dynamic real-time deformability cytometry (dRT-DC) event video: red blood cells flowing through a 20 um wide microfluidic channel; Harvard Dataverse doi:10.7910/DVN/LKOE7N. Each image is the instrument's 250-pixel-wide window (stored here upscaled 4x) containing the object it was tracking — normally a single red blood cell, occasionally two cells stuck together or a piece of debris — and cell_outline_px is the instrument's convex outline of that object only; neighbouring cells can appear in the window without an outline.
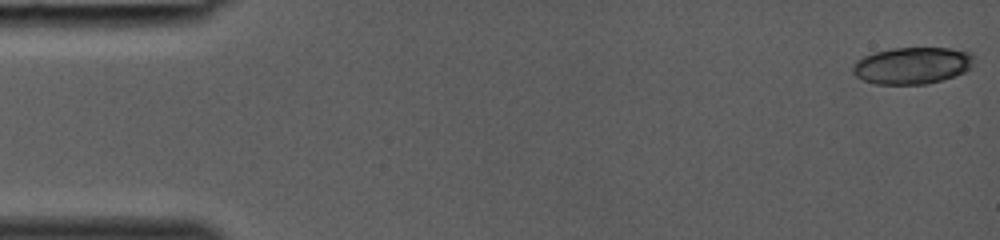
{"species": "common noctule bat (a hibernating species)", "species_latin": "Nyctalus noctula", "temperature_condition": "room temperature", "stored_images_in_passage": 38, "camera_frame_rate_fps": 3000, "um_per_image_px": 0.085, "animal": {"sex": "female", "body_mass_g": 19.0, "forearm_length_mm": 53.3}, "frame": {"image": 1, "passage_image": 1, "time_ms": 0.0, "image_size_px": [1000, 240], "cell_outline_px": [[972, 68], [956, 76], [928, 84], [876, 84], [864, 80], [856, 76], [852, 72], [852, 68], [856, 60], [864, 56], [876, 52], [892, 48], [948, 48], [972, 52]], "centroid_in_image_um": [77.55, 5.57], "position_along_channel_um": 7.4, "area_um2": 26.07}}
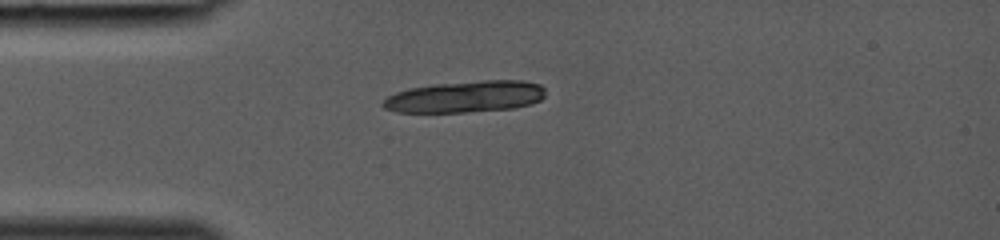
{"frame": {"image": 2, "passage_image": 11, "time_ms": 3.333, "image_size_px": [1000, 240], "cell_outline_px": [[544, 96], [540, 100], [516, 108], [464, 112], [396, 112], [384, 108], [380, 104], [388, 96], [396, 92], [408, 88], [432, 84], [484, 80], [520, 80], [540, 84], [544, 88]], "centroid_in_image_um": [39.53, 8.21], "position_along_channel_um": 45.5, "area_um2": 29.94}}
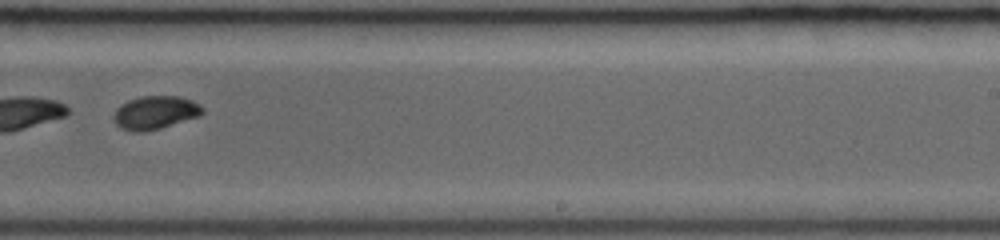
{"frame": {"image": 3, "passage_image": 26, "time_ms": 8.333, "image_size_px": [1000, 240], "cell_outline_px": [[204, 112], [200, 116], [160, 128], [144, 132], [132, 132], [120, 128], [112, 120], [112, 116], [116, 108], [120, 104], [128, 100], [140, 96], [180, 96], [192, 100], [200, 104], [204, 108]], "centroid_in_image_um": [13.17, 9.57], "position_along_channel_um": 275.8, "area_um2": 17.57}}